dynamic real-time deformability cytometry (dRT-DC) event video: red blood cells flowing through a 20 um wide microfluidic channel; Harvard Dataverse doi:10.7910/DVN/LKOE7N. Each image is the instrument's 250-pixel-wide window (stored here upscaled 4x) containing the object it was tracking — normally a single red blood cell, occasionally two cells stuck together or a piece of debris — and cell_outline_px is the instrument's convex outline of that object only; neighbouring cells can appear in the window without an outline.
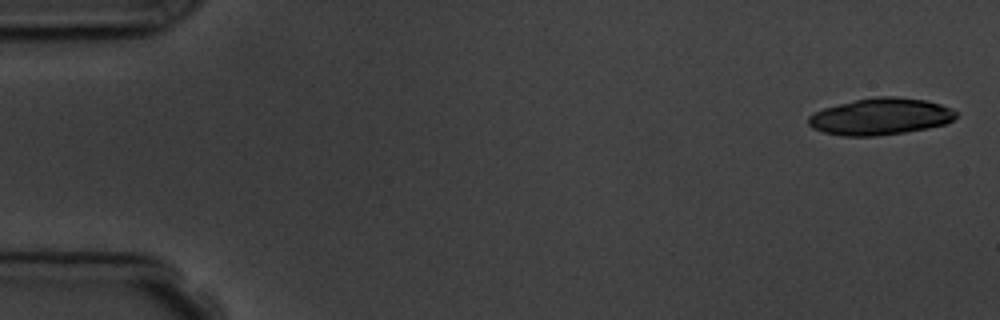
{"species": "common noctule bat (a hibernating species)", "species_latin": "Nyctalus noctula", "temperature_condition": "room temperature", "stored_images_in_passage": 5, "camera_frame_rate_fps": 3000, "um_per_image_px": 0.085, "animal": {"sex": "male", "body_mass_g": 19.5, "forearm_length_mm": 54.6}, "frame": {"image": 1, "passage_image": 1, "time_ms": 0.0, "image_size_px": [1000, 320], "cell_outline_px": [[956, 116], [952, 120], [944, 124], [928, 128], [904, 132], [876, 136], [844, 136], [824, 132], [812, 128], [808, 124], [808, 116], [824, 108], [856, 100], [876, 96], [896, 96], [924, 100], [940, 104], [956, 112]], "centroid_in_image_um": [74.82, 9.91], "position_along_channel_um": 10.2, "area_um2": 31.27}}